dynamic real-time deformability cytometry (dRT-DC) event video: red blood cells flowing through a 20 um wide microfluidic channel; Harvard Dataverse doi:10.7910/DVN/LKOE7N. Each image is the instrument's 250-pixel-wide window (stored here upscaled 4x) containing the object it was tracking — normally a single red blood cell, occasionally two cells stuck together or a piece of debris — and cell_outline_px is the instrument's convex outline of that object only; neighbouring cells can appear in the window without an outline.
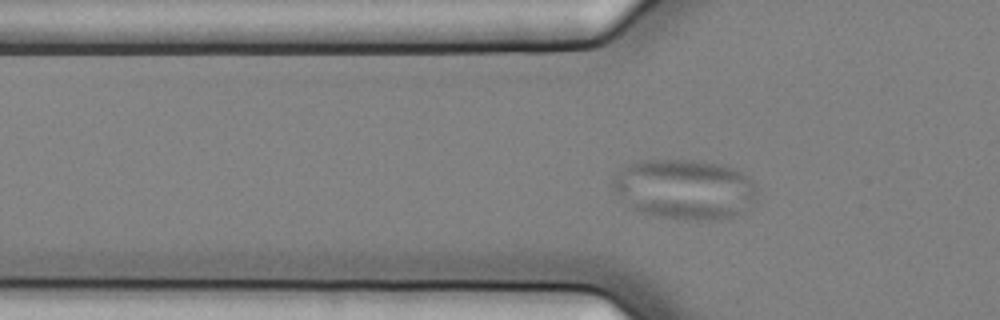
{"species": "common noctule bat (a hibernating species)", "species_latin": "Nyctalus noctula", "temperature_condition": "cold", "stored_images_in_passage": 47, "camera_frame_rate_fps": 3000, "um_per_image_px": 0.085, "animal": {"sex": "female", "body_mass_g": 25.1}, "frame": {"image": 1, "passage_image": 8, "time_ms": 2.333, "image_size_px": [1000, 320], "cell_outline_px": [[760, 192], [756, 200], [752, 204], [732, 216], [720, 220], [684, 220], [656, 216], [640, 212], [624, 204], [612, 188], [612, 176], [620, 168], [636, 160], [704, 160], [736, 168], [748, 176], [756, 184]], "centroid_in_image_um": [58.19, 16.07], "position_along_channel_um": 67.6, "area_um2": 51.67}}